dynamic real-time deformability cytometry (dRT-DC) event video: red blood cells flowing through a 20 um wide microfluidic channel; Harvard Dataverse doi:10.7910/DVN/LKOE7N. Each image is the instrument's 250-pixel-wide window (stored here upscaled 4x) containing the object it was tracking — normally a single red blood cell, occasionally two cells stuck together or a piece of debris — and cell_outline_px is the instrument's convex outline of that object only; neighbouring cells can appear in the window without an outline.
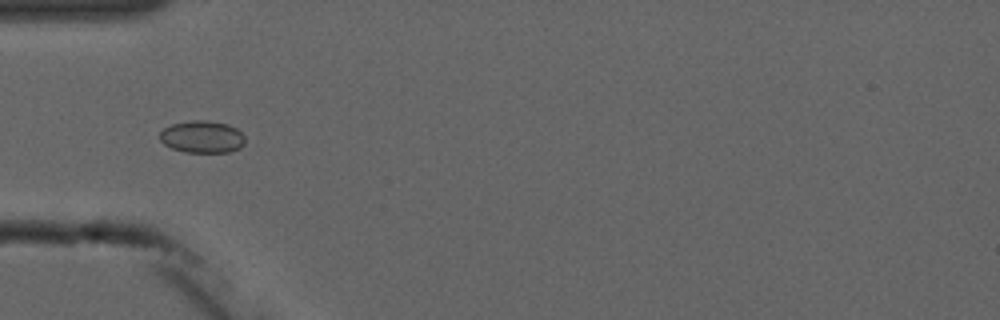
{"species": "common noctule bat (a hibernating species)", "species_latin": "Nyctalus noctula", "temperature_condition": "cold", "stored_images_in_passage": 9, "camera_frame_rate_fps": 3000, "um_per_image_px": 0.085, "animal": {"sex": "male", "forearm_length_mm": 52.5}, "frame": {"image": 1, "passage_image": 4, "time_ms": 5.0, "image_size_px": [1000, 320], "cell_outline_px": [[244, 144], [240, 148], [228, 152], [184, 152], [172, 148], [164, 144], [160, 140], [160, 132], [164, 128], [172, 124], [192, 120], [208, 120], [228, 124], [236, 128], [244, 136]], "centroid_in_image_um": [17.18, 11.63], "position_along_channel_um": 67.8, "area_um2": 16.01}}
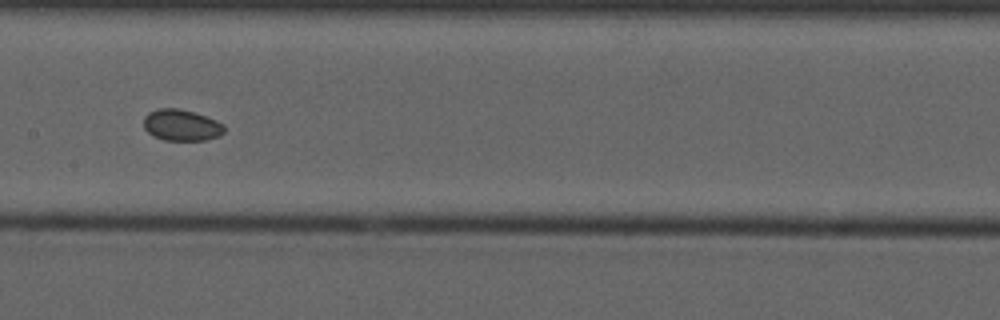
{"frame": {"image": 2, "passage_image": 7, "time_ms": 8.333, "image_size_px": [1000, 320], "cell_outline_px": [[224, 132], [220, 136], [204, 140], [164, 140], [152, 136], [144, 128], [144, 116], [148, 112], [160, 108], [176, 108], [192, 112], [216, 120], [224, 124]], "centroid_in_image_um": [15.41, 10.64], "position_along_channel_um": 192.0, "area_um2": 14.68}}
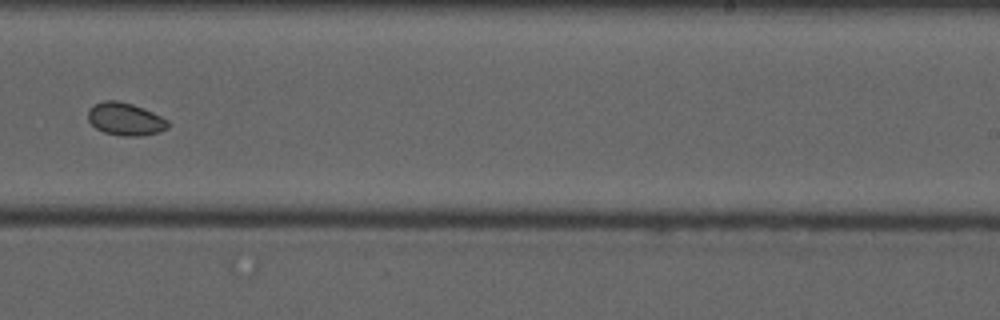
{"frame": {"image": 3, "passage_image": 9, "time_ms": 10.667, "image_size_px": [1000, 320], "cell_outline_px": [[168, 128], [160, 132], [140, 136], [120, 136], [104, 132], [96, 128], [88, 120], [88, 108], [92, 104], [104, 100], [116, 100], [132, 104], [152, 112], [168, 120]], "centroid_in_image_um": [10.62, 10.12], "position_along_channel_um": 278.4, "area_um2": 15.32}}